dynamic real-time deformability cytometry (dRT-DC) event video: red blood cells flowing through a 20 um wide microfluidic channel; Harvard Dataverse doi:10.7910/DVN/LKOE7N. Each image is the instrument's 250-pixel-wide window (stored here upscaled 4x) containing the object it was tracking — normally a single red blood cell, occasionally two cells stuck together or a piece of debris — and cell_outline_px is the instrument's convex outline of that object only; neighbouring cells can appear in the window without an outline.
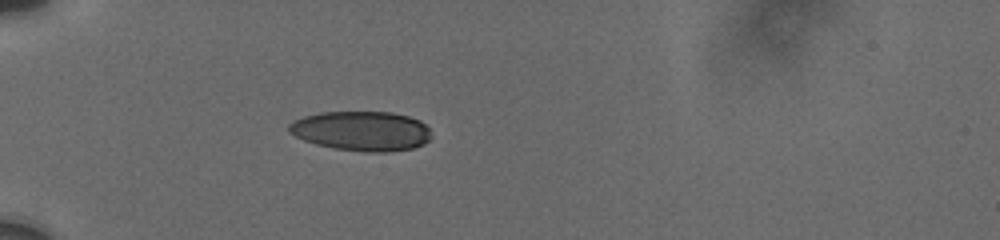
{"species": "human", "species_latin": "Homo sapiens", "temperature_condition": "cold", "stored_images_in_passage": 7, "camera_frame_rate_fps": 3000, "um_per_image_px": 0.085, "donor": {"sex": "male"}, "frame": {"image": 1, "passage_image": 4, "time_ms": 1.667, "image_size_px": [1000, 240], "cell_outline_px": [[432, 136], [424, 144], [412, 148], [388, 152], [368, 152], [336, 148], [316, 144], [304, 140], [288, 132], [288, 124], [304, 116], [320, 112], [392, 112], [408, 116], [420, 120], [428, 128]], "centroid_in_image_um": [30.74, 11.13], "position_along_channel_um": 54.3, "area_um2": 32.83}}
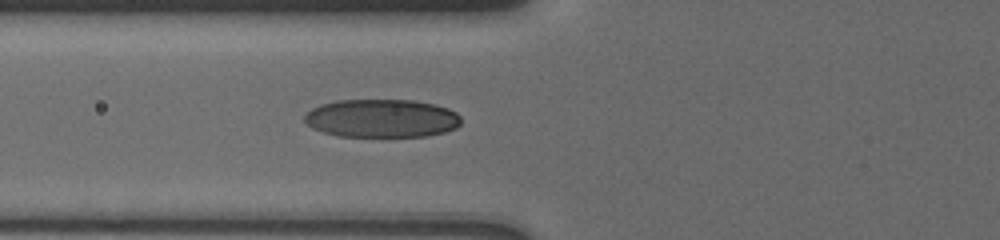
{"frame": {"image": 2, "passage_image": 7, "time_ms": 3.333, "image_size_px": [1000, 240], "cell_outline_px": [[460, 124], [456, 128], [444, 132], [428, 136], [340, 136], [324, 132], [312, 128], [304, 120], [304, 116], [312, 108], [320, 104], [336, 100], [412, 100], [432, 104], [448, 108], [456, 112], [460, 116]], "centroid_in_image_um": [32.44, 10.05], "position_along_channel_um": 93.4, "area_um2": 34.85}}